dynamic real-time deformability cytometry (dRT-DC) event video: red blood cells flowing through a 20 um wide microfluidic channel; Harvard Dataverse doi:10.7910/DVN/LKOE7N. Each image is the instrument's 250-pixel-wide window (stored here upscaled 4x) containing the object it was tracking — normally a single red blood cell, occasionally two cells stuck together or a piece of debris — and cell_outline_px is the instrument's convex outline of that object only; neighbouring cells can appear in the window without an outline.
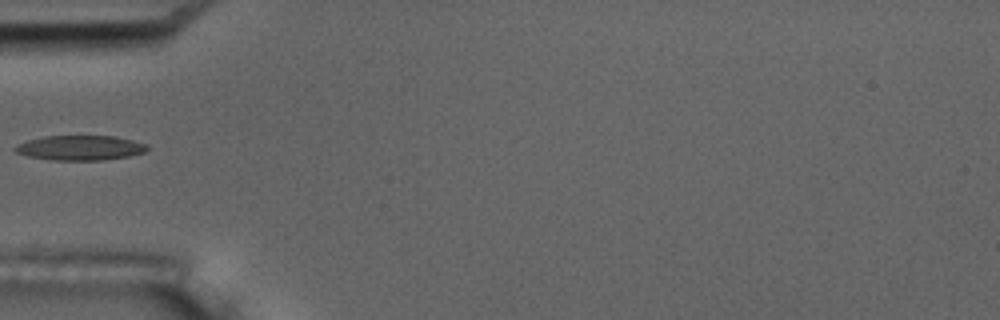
{"species": "common noctule bat (a hibernating species)", "species_latin": "Nyctalus noctula", "temperature_condition": "room temperature", "stored_images_in_passage": 36, "camera_frame_rate_fps": 3000, "um_per_image_px": 0.085, "animal": {"sex": "male", "body_mass_g": 17.5, "forearm_length_mm": 52.3}, "frame": {"image": 1, "passage_image": 1, "time_ms": 0.0, "image_size_px": [1000, 320], "cell_outline_px": [[148, 148], [144, 152], [128, 156], [104, 160], [52, 160], [28, 156], [16, 152], [12, 148], [28, 140], [44, 136], [112, 136], [132, 140], [148, 144]], "centroid_in_image_um": [6.82, 12.56], "position_along_channel_um": 78.2, "area_um2": 18.96}}